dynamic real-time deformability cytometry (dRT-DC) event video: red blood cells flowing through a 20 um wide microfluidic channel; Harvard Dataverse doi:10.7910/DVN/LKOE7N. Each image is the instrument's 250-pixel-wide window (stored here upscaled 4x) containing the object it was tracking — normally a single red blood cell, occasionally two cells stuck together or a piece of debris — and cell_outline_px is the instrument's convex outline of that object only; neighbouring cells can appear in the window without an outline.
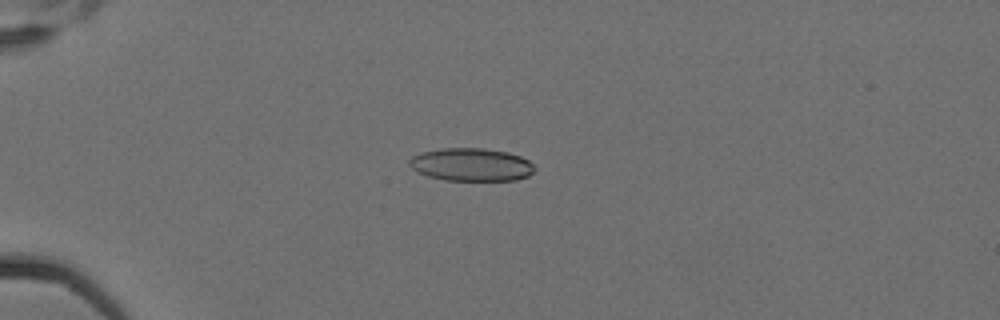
{"species": "Egyptian fruit bat (a non-hibernating species)", "species_latin": "Rousettus aegyptiacus", "temperature_condition": "cold", "stored_images_in_passage": 6, "camera_frame_rate_fps": 3000, "um_per_image_px": 0.085, "animal": {"sex": "female"}, "frame": {"image": 1, "passage_image": 4, "time_ms": 1.0, "image_size_px": [1000, 320], "cell_outline_px": [[536, 168], [528, 176], [516, 180], [444, 180], [428, 176], [416, 172], [408, 164], [408, 160], [412, 156], [424, 152], [440, 148], [484, 148], [508, 152], [520, 156], [528, 160]], "centroid_in_image_um": [40.04, 13.99], "position_along_channel_um": 45.0, "area_um2": 24.1}}
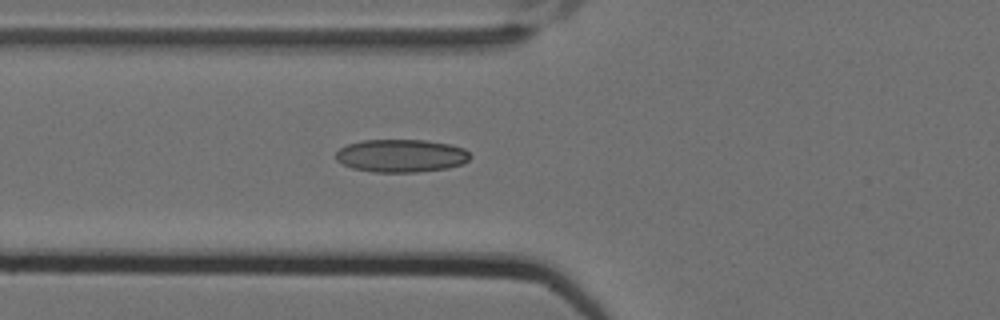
{"frame": {"image": 2, "passage_image": 6, "time_ms": 1.667, "image_size_px": [1000, 320], "cell_outline_px": [[472, 156], [464, 164], [448, 168], [416, 172], [372, 172], [352, 168], [336, 160], [336, 152], [340, 148], [348, 144], [364, 140], [424, 140], [448, 144], [464, 148]], "centroid_in_image_um": [34.11, 13.24], "position_along_channel_um": 91.7, "area_um2": 25.78}}